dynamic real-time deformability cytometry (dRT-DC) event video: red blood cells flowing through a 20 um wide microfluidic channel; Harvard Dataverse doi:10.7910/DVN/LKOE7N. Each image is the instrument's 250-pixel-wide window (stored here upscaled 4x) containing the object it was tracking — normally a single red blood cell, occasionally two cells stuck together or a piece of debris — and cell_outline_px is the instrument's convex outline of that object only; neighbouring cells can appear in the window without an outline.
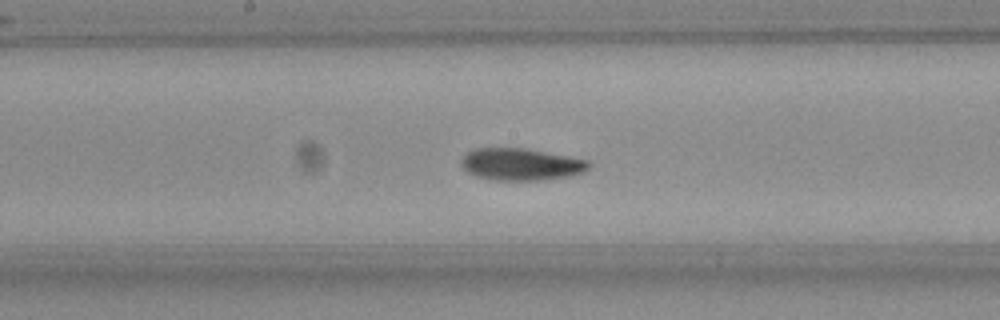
{"species": "Egyptian fruit bat (a non-hibernating species)", "species_latin": "Rousettus aegyptiacus", "temperature_condition": "room temperature", "stored_images_in_passage": 54, "camera_frame_rate_fps": 3000, "um_per_image_px": 0.085, "frame": {"image": 1, "passage_image": 27, "time_ms": 8.667, "image_size_px": [1000, 320], "cell_outline_px": [[592, 164], [584, 172], [572, 176], [536, 180], [492, 180], [476, 176], [468, 172], [460, 164], [460, 160], [468, 152], [476, 148], [524, 148], [568, 156], [588, 160]], "centroid_in_image_um": [44.29, 13.97], "position_along_channel_um": 203.9, "area_um2": 23.81}}
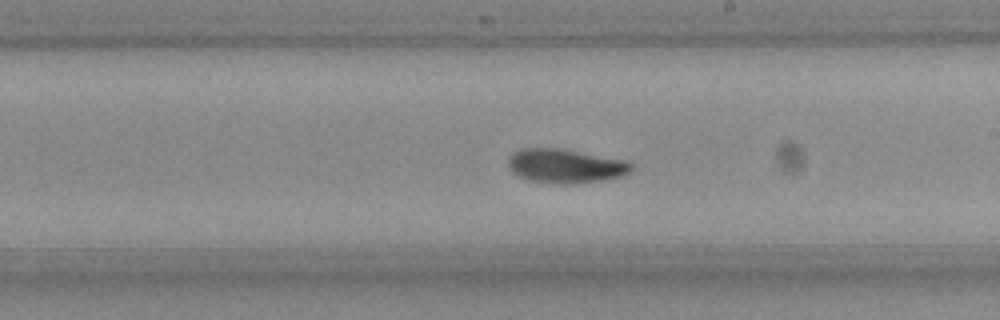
{"frame": {"image": 2, "passage_image": 30, "time_ms": 9.667, "image_size_px": [1000, 320], "cell_outline_px": [[632, 168], [628, 172], [620, 176], [600, 180], [572, 184], [556, 184], [524, 180], [516, 176], [508, 168], [508, 160], [512, 152], [524, 148], [556, 148], [624, 160], [632, 164]], "centroid_in_image_um": [47.96, 14.12], "position_along_channel_um": 241.0, "area_um2": 24.33}}
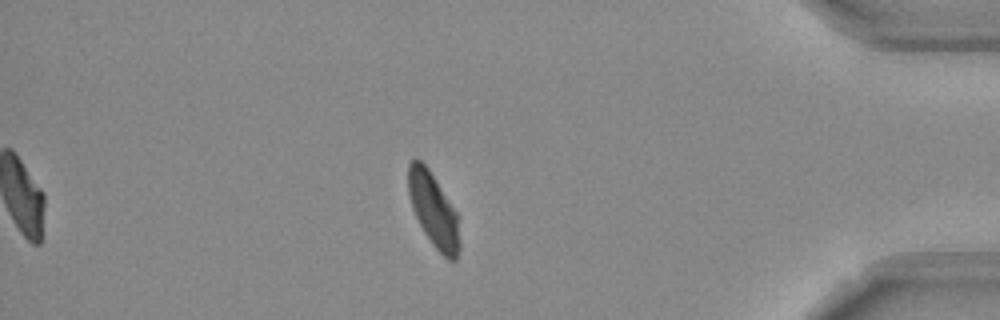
{"frame": {"image": 3, "passage_image": 46, "time_ms": 15.0, "image_size_px": [1000, 320], "cell_outline_px": [[460, 248], [456, 260], [448, 260], [432, 244], [424, 232], [412, 208], [408, 192], [408, 164], [416, 156], [428, 168], [456, 212], [460, 244]], "centroid_in_image_um": [36.83, 17.85], "position_along_channel_um": 398.4, "area_um2": 21.79}, "authors_computed_cell_mechanics": {"area_um2": 23.4379, "velocity_mm_per_s": 3.7096, "shape_relaxation_time_tau1_ms": 4.1334, "shape_relaxation_time_tau2_ms": 2.1288, "deformation_change_tau1": 0.1364, "deformation_change_tau2": 0.0583}}